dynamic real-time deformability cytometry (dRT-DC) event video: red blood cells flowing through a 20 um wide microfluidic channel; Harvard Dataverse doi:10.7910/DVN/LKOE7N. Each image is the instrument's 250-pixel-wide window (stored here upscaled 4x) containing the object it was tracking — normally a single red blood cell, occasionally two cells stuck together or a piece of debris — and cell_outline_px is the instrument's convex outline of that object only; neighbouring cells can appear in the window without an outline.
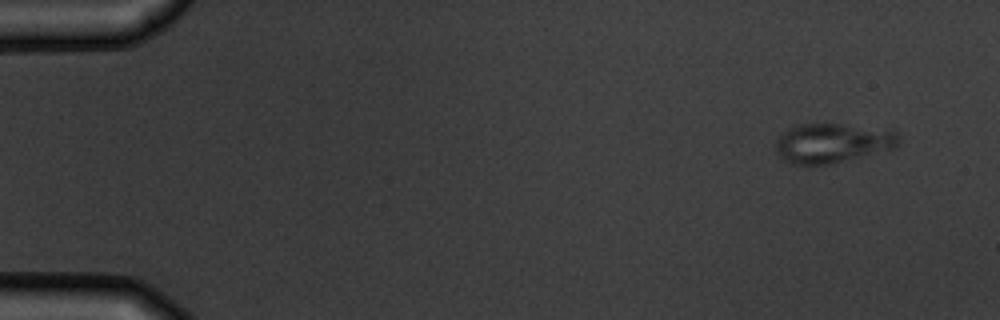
{"species": "common noctule bat (a hibernating species)", "species_latin": "Nyctalus noctula", "temperature_condition": "warm", "stored_images_in_passage": 8, "camera_frame_rate_fps": 3000, "um_per_image_px": 0.085, "animal": {"sex": "male", "body_mass_g": 19.5, "forearm_length_mm": 54.6}, "frame": {"image": 1, "passage_image": 1, "time_ms": 0.0, "image_size_px": [1000, 320], "cell_outline_px": [[900, 140], [896, 148], [828, 164], [792, 164], [784, 160], [780, 156], [776, 148], [776, 140], [788, 128], [796, 124], [840, 124], [896, 132], [900, 136]], "centroid_in_image_um": [70.73, 12.16], "position_along_channel_um": 14.3, "area_um2": 27.8}}
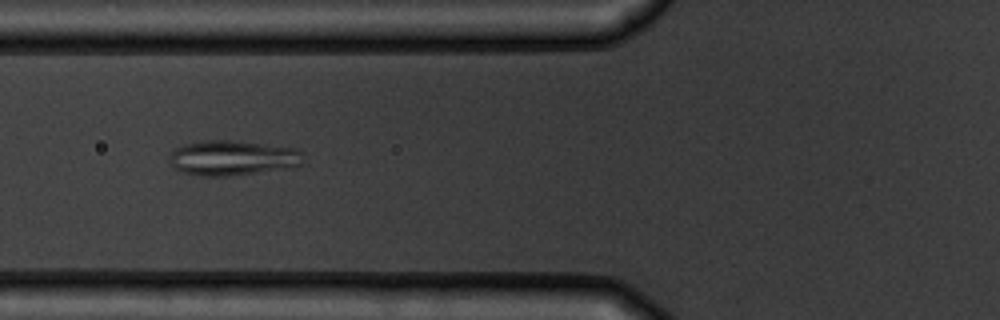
{"frame": {"image": 2, "passage_image": 6, "time_ms": 5.667, "image_size_px": [1000, 320], "cell_outline_px": [[304, 164], [296, 168], [228, 176], [200, 176], [180, 172], [172, 168], [168, 156], [176, 148], [184, 144], [204, 140], [232, 140], [296, 148], [300, 152]], "centroid_in_image_um": [19.77, 13.44], "position_along_channel_um": 106.0, "area_um2": 27.8}}
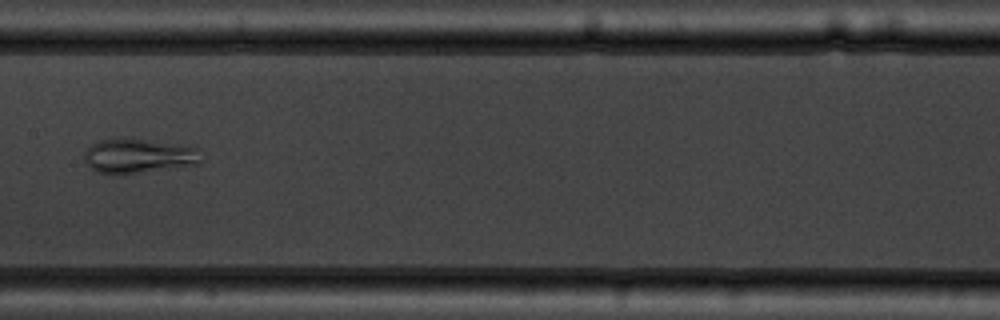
{"frame": {"image": 3, "passage_image": 8, "time_ms": 8.0, "image_size_px": [1000, 320], "cell_outline_px": [[200, 164], [124, 176], [120, 176], [96, 172], [84, 160], [84, 152], [92, 144], [100, 140], [132, 136], [196, 148], [200, 160]], "centroid_in_image_um": [11.72, 13.27], "position_along_channel_um": 195.7, "area_um2": 24.22}}